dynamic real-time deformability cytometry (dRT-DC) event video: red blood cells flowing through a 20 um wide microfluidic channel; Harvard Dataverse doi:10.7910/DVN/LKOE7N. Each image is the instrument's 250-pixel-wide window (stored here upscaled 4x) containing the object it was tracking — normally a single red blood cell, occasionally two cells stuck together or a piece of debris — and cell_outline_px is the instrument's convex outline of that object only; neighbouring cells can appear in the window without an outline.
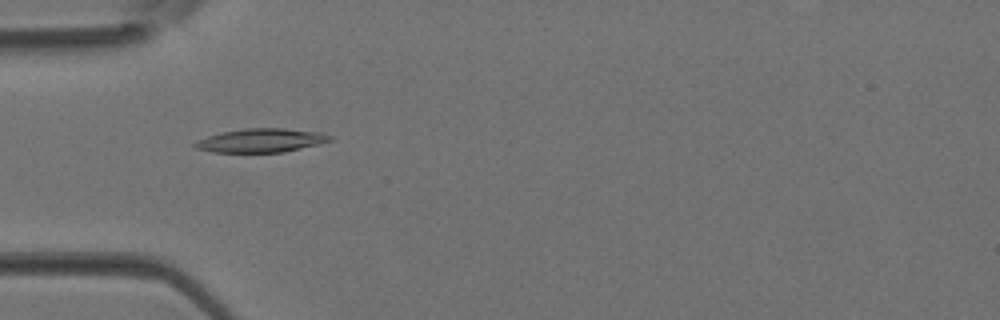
{"species": "Egyptian fruit bat (a non-hibernating species)", "species_latin": "Rousettus aegyptiacus", "temperature_condition": "room temperature", "stored_images_in_passage": 4, "camera_frame_rate_fps": 3000, "um_per_image_px": 0.085, "animal": {"sex": "female"}, "frame": {"image": 1, "passage_image": 3, "time_ms": 0.667, "image_size_px": [1000, 320], "cell_outline_px": [[332, 140], [284, 152], [212, 152], [196, 148], [192, 144], [196, 140], [208, 136], [224, 132], [244, 128], [284, 128], [320, 132], [332, 136]], "centroid_in_image_um": [22.17, 11.93], "position_along_channel_um": 62.8, "area_um2": 18.5}}
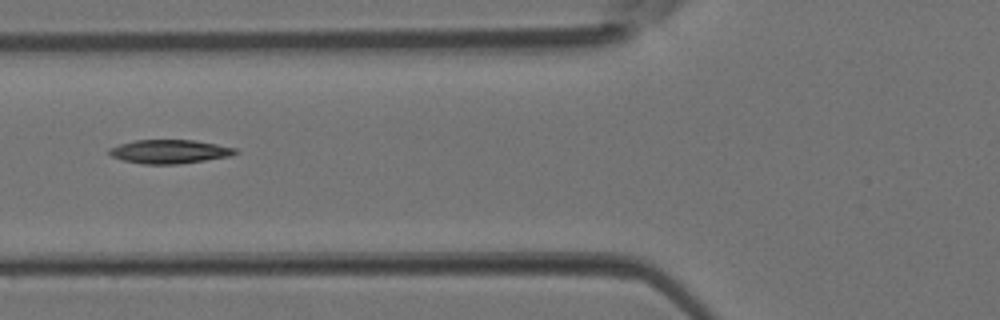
{"frame": {"image": 2, "passage_image": 4, "time_ms": 1.0, "image_size_px": [1000, 320], "cell_outline_px": [[240, 152], [232, 156], [176, 164], [144, 164], [124, 160], [112, 156], [108, 152], [108, 148], [120, 144], [136, 140], [192, 140], [216, 144], [236, 148]], "centroid_in_image_um": [14.43, 12.88], "position_along_channel_um": 111.4, "area_um2": 17.34}}